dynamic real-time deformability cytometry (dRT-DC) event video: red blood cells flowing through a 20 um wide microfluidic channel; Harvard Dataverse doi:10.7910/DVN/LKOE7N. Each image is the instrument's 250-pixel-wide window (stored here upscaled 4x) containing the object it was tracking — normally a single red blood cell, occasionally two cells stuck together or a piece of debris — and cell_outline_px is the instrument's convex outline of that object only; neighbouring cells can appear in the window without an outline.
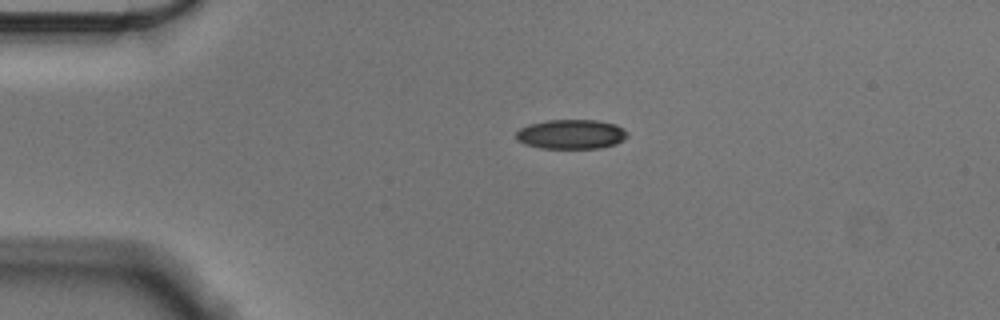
{"species": "Egyptian fruit bat (a non-hibernating species)", "species_latin": "Rousettus aegyptiacus", "temperature_condition": "cold", "stored_images_in_passage": 45, "camera_frame_rate_fps": 3000, "um_per_image_px": 0.085, "animal": {"sex": "male"}, "frame": {"image": 1, "passage_image": 1, "time_ms": 0.0, "image_size_px": [1000, 320], "cell_outline_px": [[628, 136], [624, 140], [616, 144], [600, 148], [540, 148], [524, 144], [516, 140], [516, 132], [520, 128], [528, 124], [544, 120], [596, 120], [616, 124], [624, 128], [628, 132]], "centroid_in_image_um": [48.55, 11.4], "position_along_channel_um": 36.4, "area_um2": 19.42}}
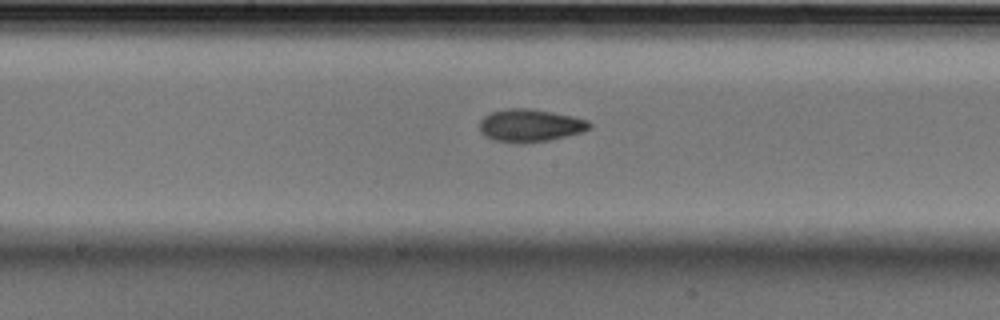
{"frame": {"image": 2, "passage_image": 18, "time_ms": 5.667, "image_size_px": [1000, 320], "cell_outline_px": [[592, 128], [584, 132], [548, 140], [524, 144], [496, 140], [484, 136], [480, 132], [480, 120], [484, 116], [492, 112], [504, 108], [532, 108], [572, 116], [588, 120], [592, 124]], "centroid_in_image_um": [45.08, 10.66], "position_along_channel_um": 203.1, "area_um2": 21.15}}
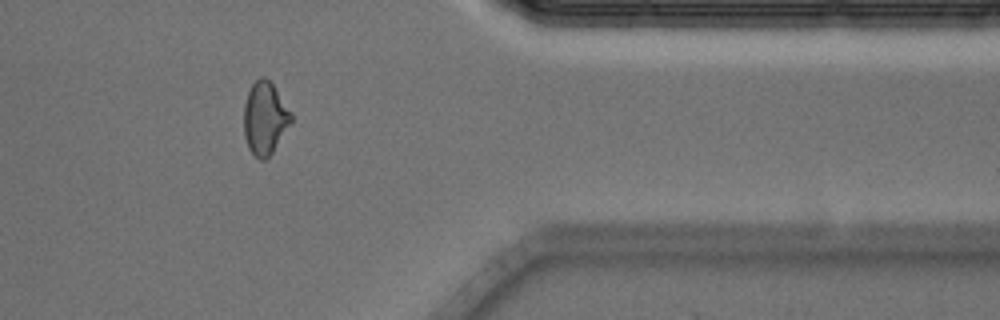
{"frame": {"image": 3, "passage_image": 35, "time_ms": 11.333, "image_size_px": [1000, 320], "cell_outline_px": [[292, 120], [272, 152], [264, 160], [260, 160], [248, 148], [244, 136], [244, 104], [248, 92], [252, 84], [260, 76], [264, 76], [272, 84], [292, 112]], "centroid_in_image_um": [22.5, 10.03], "position_along_channel_um": 388.9, "area_um2": 19.77}, "authors_computed_cell_mechanics": {"area_um2": 19.9988, "velocity_mm_per_s": 3.5654, "shape_relaxation_time_tau1_ms": 5.4678, "shape_relaxation_time_tau2_ms": 2.7604, "deformation_change_tau1": 0.1377, "deformation_change_tau2": 0.08}}